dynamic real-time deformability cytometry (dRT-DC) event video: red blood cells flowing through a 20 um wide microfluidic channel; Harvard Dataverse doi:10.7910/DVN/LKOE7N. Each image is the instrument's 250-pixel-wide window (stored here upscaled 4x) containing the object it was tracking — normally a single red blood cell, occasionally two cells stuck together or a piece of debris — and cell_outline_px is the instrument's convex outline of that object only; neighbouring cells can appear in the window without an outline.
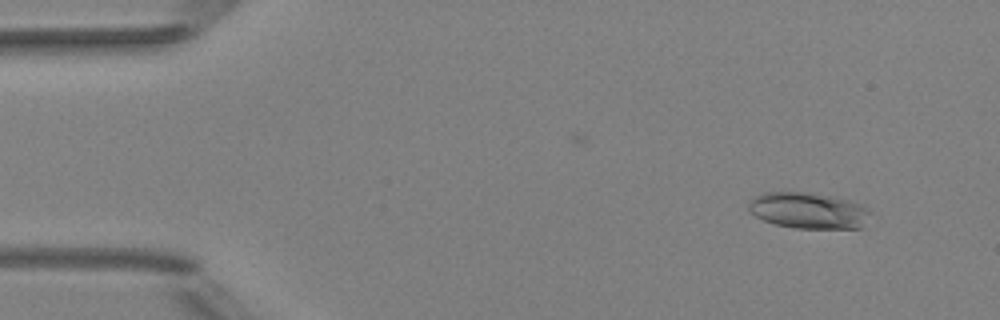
{"species": "Egyptian fruit bat (a non-hibernating species)", "species_latin": "Rousettus aegyptiacus", "temperature_condition": "room temperature", "stored_images_in_passage": 7, "camera_frame_rate_fps": 3000, "um_per_image_px": 0.085, "animal": {"sex": "female"}, "frame": {"image": 1, "passage_image": 1, "time_ms": 0.0, "image_size_px": [1000, 320], "cell_outline_px": [[872, 212], [860, 228], [796, 228], [776, 224], [764, 220], [756, 216], [748, 208], [748, 204], [752, 196], [764, 192], [804, 192], [852, 200], [868, 208]], "centroid_in_image_um": [68.71, 17.88], "position_along_channel_um": 16.3, "area_um2": 25.55}}
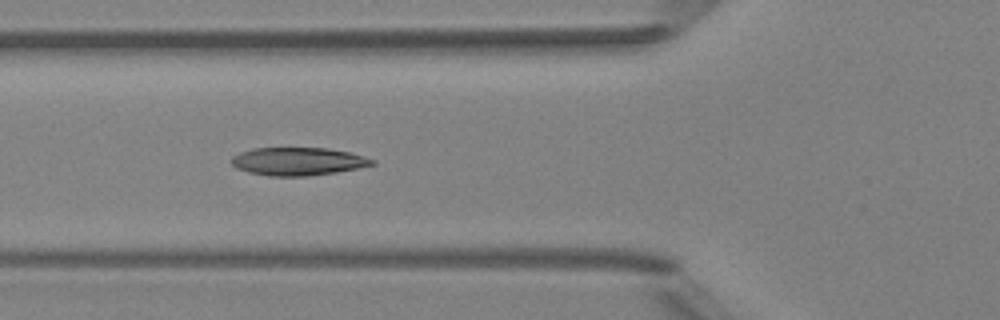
{"frame": {"image": 2, "passage_image": 5, "time_ms": 4.667, "image_size_px": [1000, 320], "cell_outline_px": [[376, 164], [336, 172], [308, 176], [268, 176], [248, 172], [236, 168], [228, 160], [232, 156], [240, 152], [252, 148], [328, 148], [348, 152], [364, 156], [376, 160]], "centroid_in_image_um": [25.29, 13.72], "position_along_channel_um": 100.5, "area_um2": 23.06}}
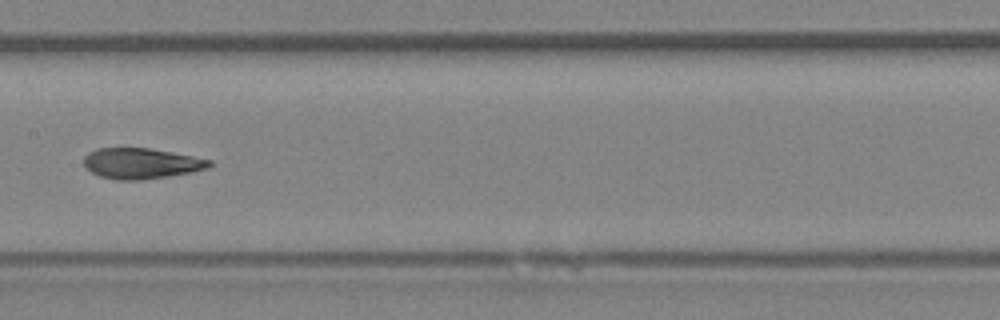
{"frame": {"image": 3, "passage_image": 7, "time_ms": 7.0, "image_size_px": [1000, 320], "cell_outline_px": [[212, 164], [208, 168], [192, 172], [168, 176], [140, 180], [116, 180], [100, 176], [84, 168], [84, 156], [88, 152], [96, 148], [148, 148], [172, 152], [212, 160]], "centroid_in_image_um": [11.98, 13.89], "position_along_channel_um": 195.4, "area_um2": 22.48}}